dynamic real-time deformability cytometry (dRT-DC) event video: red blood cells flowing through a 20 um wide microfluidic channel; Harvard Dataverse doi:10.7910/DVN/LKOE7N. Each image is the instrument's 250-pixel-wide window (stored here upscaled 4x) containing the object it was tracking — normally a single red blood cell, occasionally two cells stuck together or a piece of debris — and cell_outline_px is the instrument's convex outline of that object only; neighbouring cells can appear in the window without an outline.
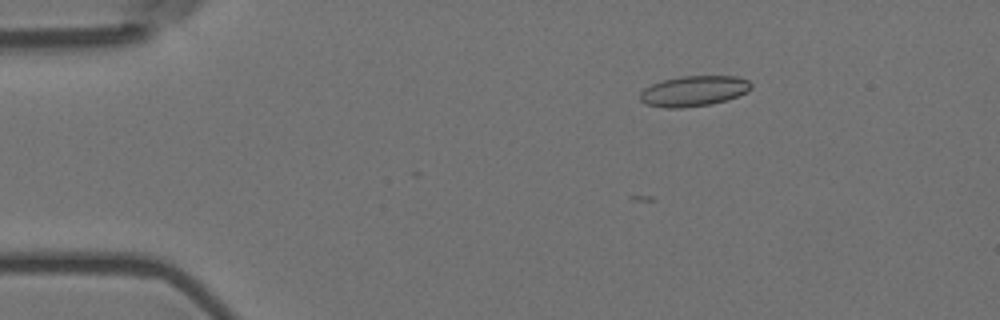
{"species": "Egyptian fruit bat (a non-hibernating species)", "species_latin": "Rousettus aegyptiacus", "temperature_condition": "room temperature", "stored_images_in_passage": 6, "camera_frame_rate_fps": 3000, "um_per_image_px": 0.085, "animal": {"sex": "female"}, "frame": {"image": 1, "passage_image": 3, "time_ms": 0.667, "image_size_px": [1000, 320], "cell_outline_px": [[752, 88], [748, 92], [712, 104], [680, 108], [664, 108], [644, 104], [640, 100], [640, 92], [644, 88], [652, 84], [664, 80], [680, 76], [736, 76], [748, 80], [752, 84]], "centroid_in_image_um": [58.96, 7.74], "position_along_channel_um": 26.0, "area_um2": 19.77}}